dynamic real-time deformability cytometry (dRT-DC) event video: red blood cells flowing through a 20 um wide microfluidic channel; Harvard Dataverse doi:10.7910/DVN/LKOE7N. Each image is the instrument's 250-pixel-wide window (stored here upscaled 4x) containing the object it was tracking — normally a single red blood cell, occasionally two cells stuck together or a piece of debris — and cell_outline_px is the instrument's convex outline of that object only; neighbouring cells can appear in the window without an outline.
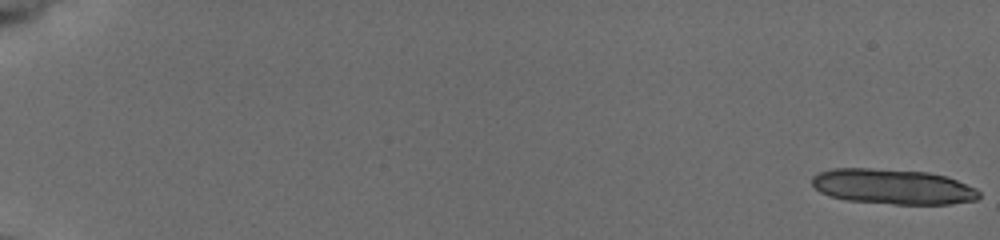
{"species": "common noctule bat (a hibernating species)", "species_latin": "Nyctalus noctula", "temperature_condition": "cold", "stored_images_in_passage": 20, "camera_frame_rate_fps": 3000, "um_per_image_px": 0.085, "animal": {"sex": "female", "body_mass_g": 19.5, "forearm_length_mm": 54.1}, "frame": {"image": 1, "passage_image": 1, "time_ms": 0.0, "image_size_px": [1000, 240], "cell_outline_px": [[980, 196], [976, 200], [948, 204], [896, 204], [848, 200], [832, 196], [820, 192], [812, 184], [812, 176], [820, 172], [832, 168], [872, 168], [928, 172], [944, 176], [956, 180], [976, 188], [980, 192]], "centroid_in_image_um": [75.89, 15.86], "position_along_channel_um": 9.1, "area_um2": 34.1}}